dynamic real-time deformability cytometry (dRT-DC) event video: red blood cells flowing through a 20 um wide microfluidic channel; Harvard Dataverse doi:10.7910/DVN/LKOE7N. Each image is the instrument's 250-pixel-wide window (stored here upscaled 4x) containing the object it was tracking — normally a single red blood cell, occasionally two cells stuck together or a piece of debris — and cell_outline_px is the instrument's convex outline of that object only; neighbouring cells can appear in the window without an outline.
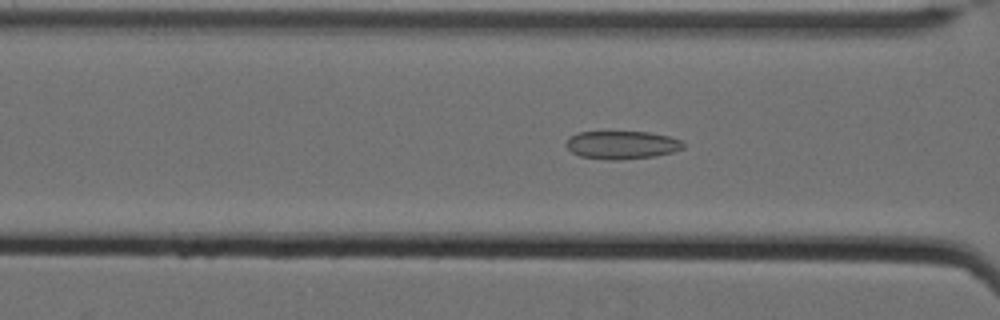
{"species": "Egyptian fruit bat (a non-hibernating species)", "species_latin": "Rousettus aegyptiacus", "temperature_condition": "cold", "stored_images_in_passage": 48, "camera_frame_rate_fps": 3000, "um_per_image_px": 0.085, "animal": {"sex": "female"}, "frame": {"image": 1, "passage_image": 15, "time_ms": 4.667, "image_size_px": [1000, 320], "cell_outline_px": [[684, 148], [672, 152], [656, 156], [616, 160], [608, 160], [580, 156], [572, 152], [564, 144], [572, 136], [580, 132], [648, 132], [668, 136], [680, 140], [684, 144]], "centroid_in_image_um": [52.87, 12.32], "position_along_channel_um": 113.7, "area_um2": 19.02}}
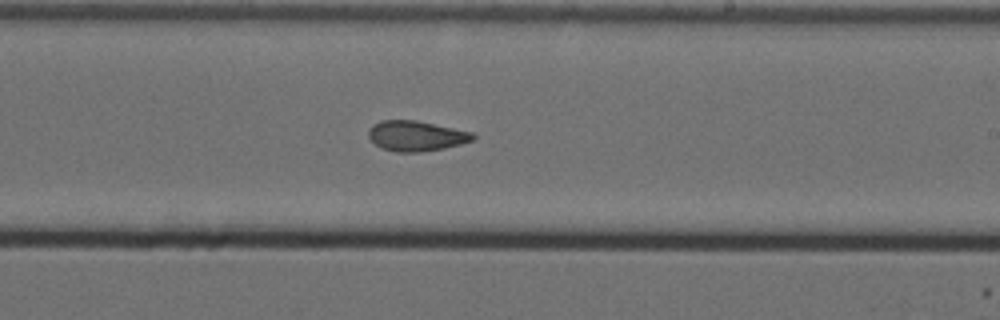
{"frame": {"image": 2, "passage_image": 27, "time_ms": 8.667, "image_size_px": [1000, 320], "cell_outline_px": [[476, 136], [472, 140], [460, 144], [444, 148], [420, 152], [396, 152], [380, 148], [368, 136], [368, 128], [372, 124], [380, 120], [416, 120], [472, 132]], "centroid_in_image_um": [35.33, 11.55], "position_along_channel_um": 253.7, "area_um2": 18.44}}
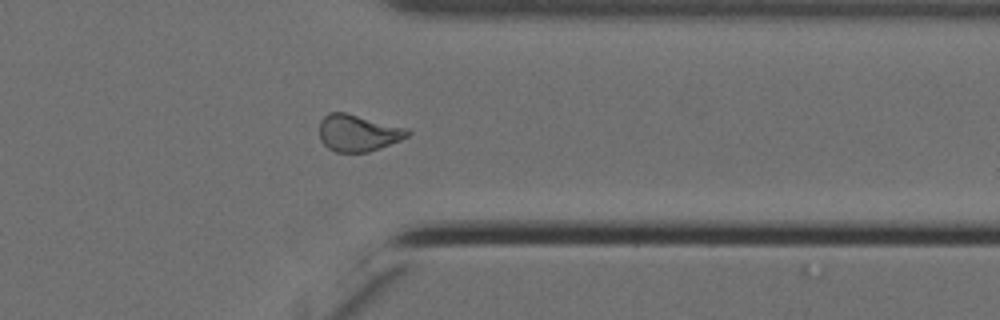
{"frame": {"image": 3, "passage_image": 38, "time_ms": 12.333, "image_size_px": [1000, 320], "cell_outline_px": [[412, 132], [408, 136], [400, 140], [380, 148], [368, 152], [336, 152], [328, 148], [320, 140], [320, 120], [328, 112], [344, 112], [408, 128]], "centroid_in_image_um": [30.43, 11.3], "position_along_channel_um": 381.0, "area_um2": 18.9}, "authors_computed_cell_mechanics": {"area_um2": 18.9584, "velocity_mm_per_s": 3.485, "shape_relaxation_time_tau1_ms": null, "shape_relaxation_time_tau2_ms": 2.8374, "deformation_change_tau1": null, "deformation_change_tau2": 0.0938}}